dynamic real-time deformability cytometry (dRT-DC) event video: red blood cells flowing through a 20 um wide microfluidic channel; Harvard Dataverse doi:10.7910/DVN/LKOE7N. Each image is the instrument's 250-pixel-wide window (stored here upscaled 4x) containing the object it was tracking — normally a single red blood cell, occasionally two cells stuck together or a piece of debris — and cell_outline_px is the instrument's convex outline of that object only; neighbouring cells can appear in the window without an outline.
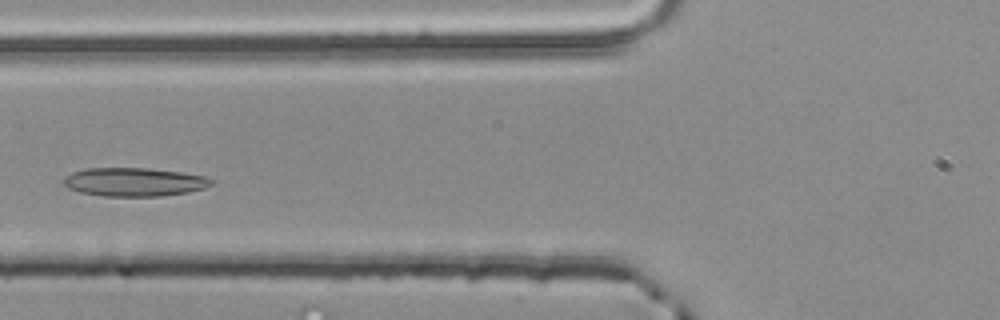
{"species": "common noctule bat (a hibernating species)", "species_latin": "Nyctalus noctula", "temperature_condition": "room temperature", "stored_images_in_passage": 4, "camera_frame_rate_fps": 3000, "um_per_image_px": 0.085, "animal": {"sex": "male", "body_mass_g": 20.4}, "frame": {"image": 1, "passage_image": 4, "time_ms": 1.0, "image_size_px": [1000, 320], "cell_outline_px": [[216, 180], [212, 184], [204, 188], [188, 192], [160, 196], [104, 196], [80, 192], [68, 188], [64, 184], [64, 180], [72, 172], [84, 168], [148, 168], [180, 172], [208, 176]], "centroid_in_image_um": [11.46, 15.46], "position_along_channel_um": 114.3, "area_um2": 24.62}}